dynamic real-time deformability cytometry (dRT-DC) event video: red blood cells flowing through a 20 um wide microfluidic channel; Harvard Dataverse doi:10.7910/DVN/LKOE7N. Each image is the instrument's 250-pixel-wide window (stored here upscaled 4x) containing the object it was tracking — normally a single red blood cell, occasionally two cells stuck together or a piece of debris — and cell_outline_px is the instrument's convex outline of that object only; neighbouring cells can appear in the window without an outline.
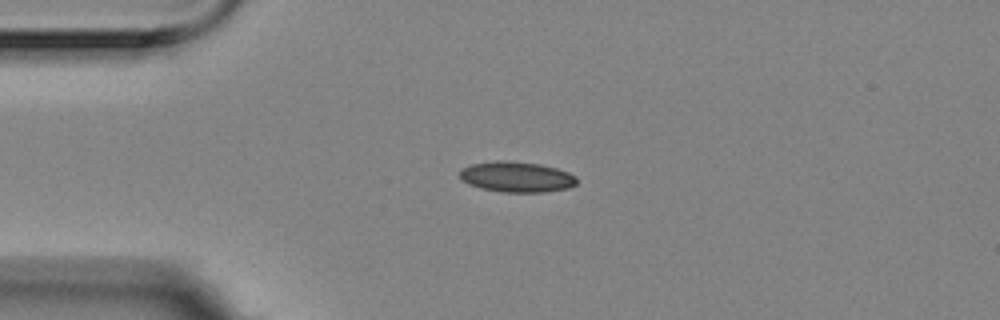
{"species": "Egyptian fruit bat (a non-hibernating species)", "species_latin": "Rousettus aegyptiacus", "temperature_condition": "room temperature", "stored_images_in_passage": 2, "camera_frame_rate_fps": 3000, "um_per_image_px": 0.085, "animal": {"sex": "female"}, "frame": {"image": 1, "passage_image": 1, "time_ms": 0.0, "image_size_px": [1000, 320], "cell_outline_px": [[576, 184], [568, 188], [544, 192], [504, 192], [480, 188], [468, 184], [460, 180], [460, 172], [464, 168], [472, 164], [496, 160], [508, 160], [540, 164], [556, 168], [568, 172], [576, 176]], "centroid_in_image_um": [43.91, 15.03], "position_along_channel_um": 41.1, "area_um2": 20.87}}